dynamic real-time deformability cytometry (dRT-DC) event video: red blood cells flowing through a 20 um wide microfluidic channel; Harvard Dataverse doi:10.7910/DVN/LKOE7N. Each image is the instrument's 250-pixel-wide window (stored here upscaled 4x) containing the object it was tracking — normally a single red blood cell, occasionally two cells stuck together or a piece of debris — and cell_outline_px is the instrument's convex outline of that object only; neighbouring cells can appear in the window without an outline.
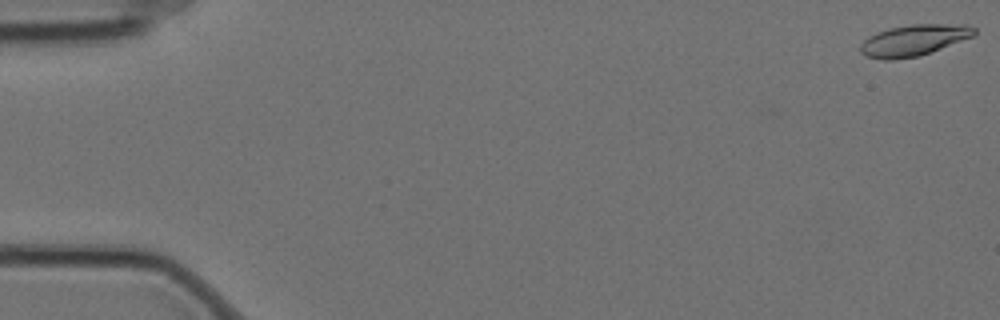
{"species": "Egyptian fruit bat (a non-hibernating species)", "species_latin": "Rousettus aegyptiacus", "temperature_condition": "cold", "stored_images_in_passage": 4, "camera_frame_rate_fps": 3000, "um_per_image_px": 0.085, "animal": {"sex": "female"}, "frame": {"image": 1, "passage_image": 1, "time_ms": 0.0, "image_size_px": [1000, 320], "cell_outline_px": [[976, 32], [972, 36], [920, 56], [892, 60], [884, 60], [868, 56], [860, 52], [860, 44], [868, 36], [876, 32], [888, 28], [912, 24], [968, 24], [976, 28]], "centroid_in_image_um": [77.65, 3.41], "position_along_channel_um": 7.3, "area_um2": 20.69}}